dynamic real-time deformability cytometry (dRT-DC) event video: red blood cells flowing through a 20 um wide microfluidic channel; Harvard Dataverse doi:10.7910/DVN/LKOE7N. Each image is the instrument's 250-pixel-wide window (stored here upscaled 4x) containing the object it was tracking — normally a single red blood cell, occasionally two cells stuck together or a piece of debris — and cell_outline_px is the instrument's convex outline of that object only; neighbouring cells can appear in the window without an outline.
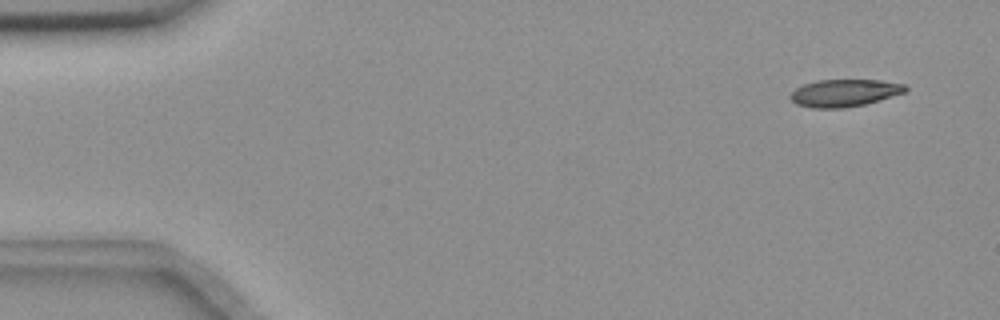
{"species": "common noctule bat (a hibernating species)", "species_latin": "Nyctalus noctula", "temperature_condition": "room temperature", "stored_images_in_passage": 53, "camera_frame_rate_fps": 3000, "um_per_image_px": 0.085, "animal": {"sex": "female", "body_mass_g": 18.4}, "frame": {"image": 1, "passage_image": 1, "time_ms": 0.0, "image_size_px": [1000, 320], "cell_outline_px": [[908, 88], [904, 92], [864, 104], [844, 108], [812, 108], [796, 104], [788, 96], [796, 88], [804, 84], [816, 80], [880, 80], [904, 84]], "centroid_in_image_um": [71.73, 7.9], "position_along_channel_um": 13.3, "area_um2": 18.15}}
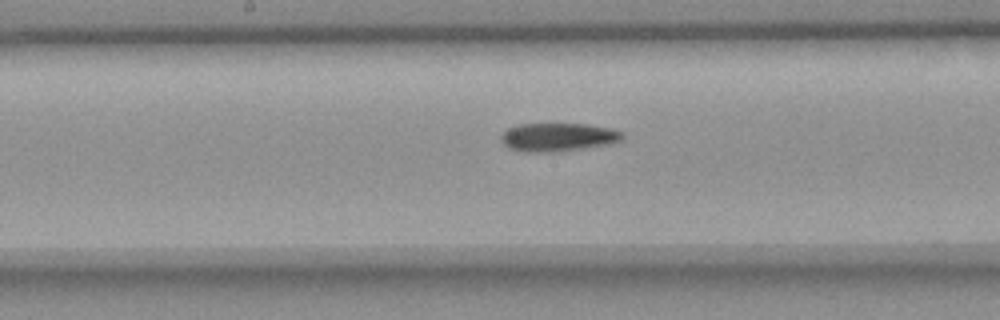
{"frame": {"image": 2, "passage_image": 26, "time_ms": 8.333, "image_size_px": [1000, 320], "cell_outline_px": [[624, 136], [620, 140], [612, 144], [576, 148], [536, 152], [512, 148], [504, 144], [500, 140], [500, 136], [508, 128], [516, 124], [588, 124], [612, 128], [624, 132]], "centroid_in_image_um": [47.47, 11.61], "position_along_channel_um": 200.7, "area_um2": 19.54}}
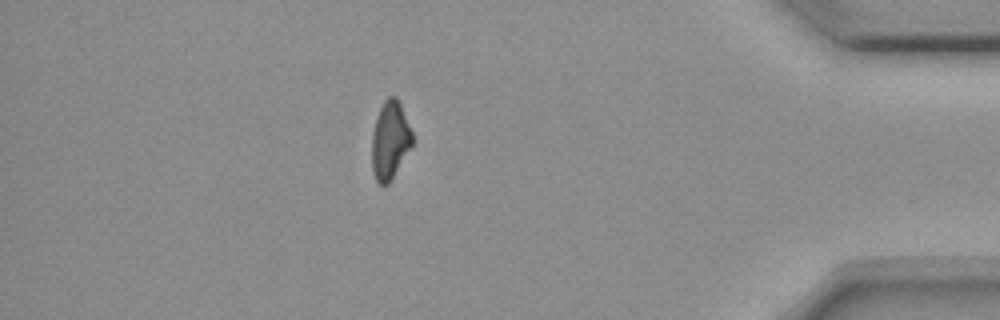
{"frame": {"image": 3, "passage_image": 46, "time_ms": 15.0, "image_size_px": [1000, 320], "cell_outline_px": [[412, 144], [388, 184], [380, 184], [376, 180], [372, 168], [372, 132], [380, 108], [384, 100], [388, 96], [396, 96], [400, 104], [412, 132]], "centroid_in_image_um": [33.13, 11.9], "position_along_channel_um": 402.1, "area_um2": 17.92}}